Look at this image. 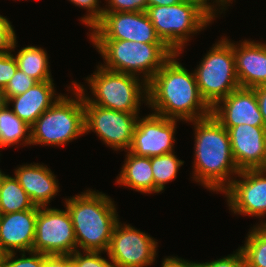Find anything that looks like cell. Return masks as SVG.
I'll return each mask as SVG.
<instances>
[{
	"instance_id": "1",
	"label": "cell",
	"mask_w": 266,
	"mask_h": 267,
	"mask_svg": "<svg viewBox=\"0 0 266 267\" xmlns=\"http://www.w3.org/2000/svg\"><path fill=\"white\" fill-rule=\"evenodd\" d=\"M179 55L174 53L147 83V105L152 113L183 122L205 118L211 107L199 92L194 72L177 61Z\"/></svg>"
},
{
	"instance_id": "2",
	"label": "cell",
	"mask_w": 266,
	"mask_h": 267,
	"mask_svg": "<svg viewBox=\"0 0 266 267\" xmlns=\"http://www.w3.org/2000/svg\"><path fill=\"white\" fill-rule=\"evenodd\" d=\"M194 126L193 181L211 192H223L240 170L231 152L228 131L211 114L189 121Z\"/></svg>"
},
{
	"instance_id": "3",
	"label": "cell",
	"mask_w": 266,
	"mask_h": 267,
	"mask_svg": "<svg viewBox=\"0 0 266 267\" xmlns=\"http://www.w3.org/2000/svg\"><path fill=\"white\" fill-rule=\"evenodd\" d=\"M64 205L72 219L77 250L106 253L119 221L116 204L110 196L88 189L65 198Z\"/></svg>"
},
{
	"instance_id": "4",
	"label": "cell",
	"mask_w": 266,
	"mask_h": 267,
	"mask_svg": "<svg viewBox=\"0 0 266 267\" xmlns=\"http://www.w3.org/2000/svg\"><path fill=\"white\" fill-rule=\"evenodd\" d=\"M86 83L92 97L85 94L87 89L83 84L73 81L91 104L127 113H140L141 101L147 105V83L140 77L98 65L97 70L86 78Z\"/></svg>"
},
{
	"instance_id": "5",
	"label": "cell",
	"mask_w": 266,
	"mask_h": 267,
	"mask_svg": "<svg viewBox=\"0 0 266 267\" xmlns=\"http://www.w3.org/2000/svg\"><path fill=\"white\" fill-rule=\"evenodd\" d=\"M71 84L72 88L67 87L71 96L62 95L30 127L31 145L63 146L85 134L84 96L73 81Z\"/></svg>"
},
{
	"instance_id": "6",
	"label": "cell",
	"mask_w": 266,
	"mask_h": 267,
	"mask_svg": "<svg viewBox=\"0 0 266 267\" xmlns=\"http://www.w3.org/2000/svg\"><path fill=\"white\" fill-rule=\"evenodd\" d=\"M104 59V68L142 78L148 83L174 54L165 44L127 40H91ZM143 74V75H141Z\"/></svg>"
},
{
	"instance_id": "7",
	"label": "cell",
	"mask_w": 266,
	"mask_h": 267,
	"mask_svg": "<svg viewBox=\"0 0 266 267\" xmlns=\"http://www.w3.org/2000/svg\"><path fill=\"white\" fill-rule=\"evenodd\" d=\"M146 13L161 41L179 54L184 51L193 34L203 31L215 19L204 6L194 0L148 7Z\"/></svg>"
},
{
	"instance_id": "8",
	"label": "cell",
	"mask_w": 266,
	"mask_h": 267,
	"mask_svg": "<svg viewBox=\"0 0 266 267\" xmlns=\"http://www.w3.org/2000/svg\"><path fill=\"white\" fill-rule=\"evenodd\" d=\"M202 59L193 72L202 98L212 108L240 87L235 70L233 42L223 37Z\"/></svg>"
},
{
	"instance_id": "9",
	"label": "cell",
	"mask_w": 266,
	"mask_h": 267,
	"mask_svg": "<svg viewBox=\"0 0 266 267\" xmlns=\"http://www.w3.org/2000/svg\"><path fill=\"white\" fill-rule=\"evenodd\" d=\"M139 114L103 108L84 97L85 134L92 131L113 150L128 151Z\"/></svg>"
},
{
	"instance_id": "10",
	"label": "cell",
	"mask_w": 266,
	"mask_h": 267,
	"mask_svg": "<svg viewBox=\"0 0 266 267\" xmlns=\"http://www.w3.org/2000/svg\"><path fill=\"white\" fill-rule=\"evenodd\" d=\"M77 250L69 211L38 207L32 251L46 255H71Z\"/></svg>"
},
{
	"instance_id": "11",
	"label": "cell",
	"mask_w": 266,
	"mask_h": 267,
	"mask_svg": "<svg viewBox=\"0 0 266 267\" xmlns=\"http://www.w3.org/2000/svg\"><path fill=\"white\" fill-rule=\"evenodd\" d=\"M116 223L108 250L114 267H147L155 262L158 242L132 225Z\"/></svg>"
},
{
	"instance_id": "12",
	"label": "cell",
	"mask_w": 266,
	"mask_h": 267,
	"mask_svg": "<svg viewBox=\"0 0 266 267\" xmlns=\"http://www.w3.org/2000/svg\"><path fill=\"white\" fill-rule=\"evenodd\" d=\"M90 31V40L164 44L146 12H103L101 20Z\"/></svg>"
},
{
	"instance_id": "13",
	"label": "cell",
	"mask_w": 266,
	"mask_h": 267,
	"mask_svg": "<svg viewBox=\"0 0 266 267\" xmlns=\"http://www.w3.org/2000/svg\"><path fill=\"white\" fill-rule=\"evenodd\" d=\"M222 194L234 215L262 217L266 225V169L241 170Z\"/></svg>"
},
{
	"instance_id": "14",
	"label": "cell",
	"mask_w": 266,
	"mask_h": 267,
	"mask_svg": "<svg viewBox=\"0 0 266 267\" xmlns=\"http://www.w3.org/2000/svg\"><path fill=\"white\" fill-rule=\"evenodd\" d=\"M177 121L155 113L138 117L128 151L149 158L175 152Z\"/></svg>"
},
{
	"instance_id": "15",
	"label": "cell",
	"mask_w": 266,
	"mask_h": 267,
	"mask_svg": "<svg viewBox=\"0 0 266 267\" xmlns=\"http://www.w3.org/2000/svg\"><path fill=\"white\" fill-rule=\"evenodd\" d=\"M211 114L226 129L240 124L265 127L253 88L232 91L211 108Z\"/></svg>"
},
{
	"instance_id": "16",
	"label": "cell",
	"mask_w": 266,
	"mask_h": 267,
	"mask_svg": "<svg viewBox=\"0 0 266 267\" xmlns=\"http://www.w3.org/2000/svg\"><path fill=\"white\" fill-rule=\"evenodd\" d=\"M228 131L231 152L238 169H266V128L247 124Z\"/></svg>"
},
{
	"instance_id": "17",
	"label": "cell",
	"mask_w": 266,
	"mask_h": 267,
	"mask_svg": "<svg viewBox=\"0 0 266 267\" xmlns=\"http://www.w3.org/2000/svg\"><path fill=\"white\" fill-rule=\"evenodd\" d=\"M37 206L0 216V252L32 251L35 238Z\"/></svg>"
},
{
	"instance_id": "18",
	"label": "cell",
	"mask_w": 266,
	"mask_h": 267,
	"mask_svg": "<svg viewBox=\"0 0 266 267\" xmlns=\"http://www.w3.org/2000/svg\"><path fill=\"white\" fill-rule=\"evenodd\" d=\"M240 42H233L235 70L240 87L266 85V43L250 39Z\"/></svg>"
},
{
	"instance_id": "19",
	"label": "cell",
	"mask_w": 266,
	"mask_h": 267,
	"mask_svg": "<svg viewBox=\"0 0 266 267\" xmlns=\"http://www.w3.org/2000/svg\"><path fill=\"white\" fill-rule=\"evenodd\" d=\"M14 170L13 176L17 178L35 206L47 207L60 192L58 179L47 165L23 164Z\"/></svg>"
},
{
	"instance_id": "20",
	"label": "cell",
	"mask_w": 266,
	"mask_h": 267,
	"mask_svg": "<svg viewBox=\"0 0 266 267\" xmlns=\"http://www.w3.org/2000/svg\"><path fill=\"white\" fill-rule=\"evenodd\" d=\"M53 81L37 82L25 93L8 99V105L12 103V111L30 127L63 95L56 93Z\"/></svg>"
},
{
	"instance_id": "21",
	"label": "cell",
	"mask_w": 266,
	"mask_h": 267,
	"mask_svg": "<svg viewBox=\"0 0 266 267\" xmlns=\"http://www.w3.org/2000/svg\"><path fill=\"white\" fill-rule=\"evenodd\" d=\"M126 158L122 165L120 174L116 178L120 186L130 187V189L143 194L154 193V178L149 157L137 156L129 151H125Z\"/></svg>"
},
{
	"instance_id": "22",
	"label": "cell",
	"mask_w": 266,
	"mask_h": 267,
	"mask_svg": "<svg viewBox=\"0 0 266 267\" xmlns=\"http://www.w3.org/2000/svg\"><path fill=\"white\" fill-rule=\"evenodd\" d=\"M18 69L37 82L53 80L47 51L42 47L26 46L14 56Z\"/></svg>"
},
{
	"instance_id": "23",
	"label": "cell",
	"mask_w": 266,
	"mask_h": 267,
	"mask_svg": "<svg viewBox=\"0 0 266 267\" xmlns=\"http://www.w3.org/2000/svg\"><path fill=\"white\" fill-rule=\"evenodd\" d=\"M19 142L23 146L31 145L30 126L9 109L7 104L0 109V148L19 145Z\"/></svg>"
},
{
	"instance_id": "24",
	"label": "cell",
	"mask_w": 266,
	"mask_h": 267,
	"mask_svg": "<svg viewBox=\"0 0 266 267\" xmlns=\"http://www.w3.org/2000/svg\"><path fill=\"white\" fill-rule=\"evenodd\" d=\"M35 204L14 176L5 174L0 183V213L7 214L33 209Z\"/></svg>"
},
{
	"instance_id": "25",
	"label": "cell",
	"mask_w": 266,
	"mask_h": 267,
	"mask_svg": "<svg viewBox=\"0 0 266 267\" xmlns=\"http://www.w3.org/2000/svg\"><path fill=\"white\" fill-rule=\"evenodd\" d=\"M248 233L244 246L239 247L246 267H266V225L257 223Z\"/></svg>"
},
{
	"instance_id": "26",
	"label": "cell",
	"mask_w": 266,
	"mask_h": 267,
	"mask_svg": "<svg viewBox=\"0 0 266 267\" xmlns=\"http://www.w3.org/2000/svg\"><path fill=\"white\" fill-rule=\"evenodd\" d=\"M174 153L150 157L154 178V193H161L168 182L177 178V173L184 161L179 160Z\"/></svg>"
},
{
	"instance_id": "27",
	"label": "cell",
	"mask_w": 266,
	"mask_h": 267,
	"mask_svg": "<svg viewBox=\"0 0 266 267\" xmlns=\"http://www.w3.org/2000/svg\"><path fill=\"white\" fill-rule=\"evenodd\" d=\"M17 252H10L2 255L0 267H43V254L35 251H22L20 258L16 257ZM29 254V257L26 256ZM16 258V259H15Z\"/></svg>"
},
{
	"instance_id": "28",
	"label": "cell",
	"mask_w": 266,
	"mask_h": 267,
	"mask_svg": "<svg viewBox=\"0 0 266 267\" xmlns=\"http://www.w3.org/2000/svg\"><path fill=\"white\" fill-rule=\"evenodd\" d=\"M76 250L70 255L74 267H114L113 262L101 256L103 252Z\"/></svg>"
},
{
	"instance_id": "29",
	"label": "cell",
	"mask_w": 266,
	"mask_h": 267,
	"mask_svg": "<svg viewBox=\"0 0 266 267\" xmlns=\"http://www.w3.org/2000/svg\"><path fill=\"white\" fill-rule=\"evenodd\" d=\"M36 83L37 81L35 79L29 77L23 71L17 69L14 76L10 79V81L4 88L7 100L11 97L25 93Z\"/></svg>"
},
{
	"instance_id": "30",
	"label": "cell",
	"mask_w": 266,
	"mask_h": 267,
	"mask_svg": "<svg viewBox=\"0 0 266 267\" xmlns=\"http://www.w3.org/2000/svg\"><path fill=\"white\" fill-rule=\"evenodd\" d=\"M75 6L87 10V14L81 17L83 24L92 29L103 17L104 8L99 6V0H68Z\"/></svg>"
},
{
	"instance_id": "31",
	"label": "cell",
	"mask_w": 266,
	"mask_h": 267,
	"mask_svg": "<svg viewBox=\"0 0 266 267\" xmlns=\"http://www.w3.org/2000/svg\"><path fill=\"white\" fill-rule=\"evenodd\" d=\"M17 37L8 18L0 15V54L15 52Z\"/></svg>"
},
{
	"instance_id": "32",
	"label": "cell",
	"mask_w": 266,
	"mask_h": 267,
	"mask_svg": "<svg viewBox=\"0 0 266 267\" xmlns=\"http://www.w3.org/2000/svg\"><path fill=\"white\" fill-rule=\"evenodd\" d=\"M104 12H146L147 0H105ZM108 6V7H107Z\"/></svg>"
},
{
	"instance_id": "33",
	"label": "cell",
	"mask_w": 266,
	"mask_h": 267,
	"mask_svg": "<svg viewBox=\"0 0 266 267\" xmlns=\"http://www.w3.org/2000/svg\"><path fill=\"white\" fill-rule=\"evenodd\" d=\"M18 69L16 58L12 51L0 54V87L5 88Z\"/></svg>"
},
{
	"instance_id": "34",
	"label": "cell",
	"mask_w": 266,
	"mask_h": 267,
	"mask_svg": "<svg viewBox=\"0 0 266 267\" xmlns=\"http://www.w3.org/2000/svg\"><path fill=\"white\" fill-rule=\"evenodd\" d=\"M197 267H246L244 255L240 248L233 254L211 262H197Z\"/></svg>"
},
{
	"instance_id": "35",
	"label": "cell",
	"mask_w": 266,
	"mask_h": 267,
	"mask_svg": "<svg viewBox=\"0 0 266 267\" xmlns=\"http://www.w3.org/2000/svg\"><path fill=\"white\" fill-rule=\"evenodd\" d=\"M70 264V255L43 254V267H68Z\"/></svg>"
},
{
	"instance_id": "36",
	"label": "cell",
	"mask_w": 266,
	"mask_h": 267,
	"mask_svg": "<svg viewBox=\"0 0 266 267\" xmlns=\"http://www.w3.org/2000/svg\"><path fill=\"white\" fill-rule=\"evenodd\" d=\"M204 6L214 17H217L218 13L221 15L223 11L227 10L230 4L226 0H194ZM215 3V4H214ZM215 5V6H214ZM221 6V7H220ZM225 7V8H224ZM221 10V11H220ZM218 11V12H217Z\"/></svg>"
},
{
	"instance_id": "37",
	"label": "cell",
	"mask_w": 266,
	"mask_h": 267,
	"mask_svg": "<svg viewBox=\"0 0 266 267\" xmlns=\"http://www.w3.org/2000/svg\"><path fill=\"white\" fill-rule=\"evenodd\" d=\"M161 267H197V262L178 258V256L164 257Z\"/></svg>"
},
{
	"instance_id": "38",
	"label": "cell",
	"mask_w": 266,
	"mask_h": 267,
	"mask_svg": "<svg viewBox=\"0 0 266 267\" xmlns=\"http://www.w3.org/2000/svg\"><path fill=\"white\" fill-rule=\"evenodd\" d=\"M257 97L258 105L266 128V85L253 88Z\"/></svg>"
},
{
	"instance_id": "39",
	"label": "cell",
	"mask_w": 266,
	"mask_h": 267,
	"mask_svg": "<svg viewBox=\"0 0 266 267\" xmlns=\"http://www.w3.org/2000/svg\"><path fill=\"white\" fill-rule=\"evenodd\" d=\"M183 0H147L148 7L178 4Z\"/></svg>"
},
{
	"instance_id": "40",
	"label": "cell",
	"mask_w": 266,
	"mask_h": 267,
	"mask_svg": "<svg viewBox=\"0 0 266 267\" xmlns=\"http://www.w3.org/2000/svg\"><path fill=\"white\" fill-rule=\"evenodd\" d=\"M8 104L4 88L0 87V109L4 108Z\"/></svg>"
},
{
	"instance_id": "41",
	"label": "cell",
	"mask_w": 266,
	"mask_h": 267,
	"mask_svg": "<svg viewBox=\"0 0 266 267\" xmlns=\"http://www.w3.org/2000/svg\"><path fill=\"white\" fill-rule=\"evenodd\" d=\"M1 156V155H0ZM5 175V173L4 172H2L1 170H0V183H1V180H2V177Z\"/></svg>"
},
{
	"instance_id": "42",
	"label": "cell",
	"mask_w": 266,
	"mask_h": 267,
	"mask_svg": "<svg viewBox=\"0 0 266 267\" xmlns=\"http://www.w3.org/2000/svg\"><path fill=\"white\" fill-rule=\"evenodd\" d=\"M229 4L231 3L232 4V2H233V0H226Z\"/></svg>"
},
{
	"instance_id": "43",
	"label": "cell",
	"mask_w": 266,
	"mask_h": 267,
	"mask_svg": "<svg viewBox=\"0 0 266 267\" xmlns=\"http://www.w3.org/2000/svg\"><path fill=\"white\" fill-rule=\"evenodd\" d=\"M2 255H3V254L0 252V262H1Z\"/></svg>"
}]
</instances>
